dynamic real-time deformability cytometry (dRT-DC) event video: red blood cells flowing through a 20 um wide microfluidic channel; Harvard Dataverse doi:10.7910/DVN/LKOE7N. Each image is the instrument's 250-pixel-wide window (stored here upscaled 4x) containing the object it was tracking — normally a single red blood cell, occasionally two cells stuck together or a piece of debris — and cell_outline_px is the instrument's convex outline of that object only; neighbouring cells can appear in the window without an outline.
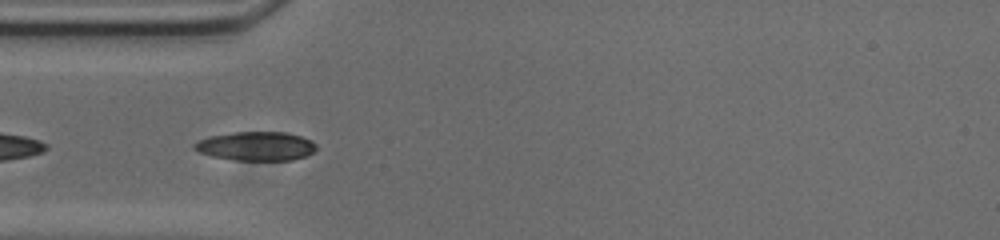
{"species": "common noctule bat (a hibernating species)", "species_latin": "Nyctalus noctula", "temperature_condition": "cold", "stored_images_in_passage": 35, "camera_frame_rate_fps": 3000, "um_per_image_px": 0.085, "animal": {"sex": "male", "body_mass_g": 20.0, "forearm_length_mm": 53.3}, "frame": {"image": 1, "passage_image": 2, "time_ms": 0.333, "image_size_px": [1000, 240], "cell_outline_px": [[316, 148], [312, 152], [304, 156], [292, 160], [236, 160], [212, 156], [200, 152], [192, 148], [192, 144], [196, 140], [208, 136], [232, 132], [284, 132], [300, 136], [312, 140], [316, 144]], "centroid_in_image_um": [21.71, 12.41], "position_along_channel_um": 63.3, "area_um2": 20.63}}
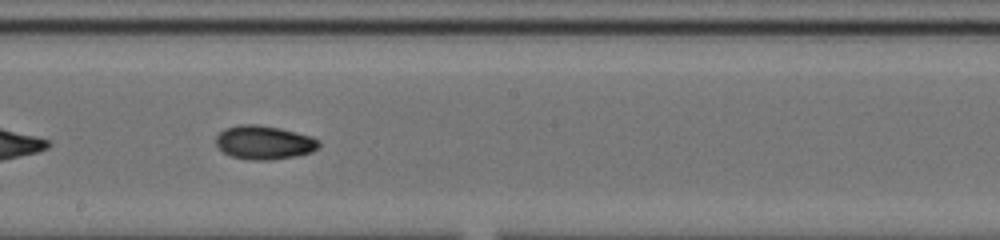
{"frame": {"image": 2, "passage_image": 15, "time_ms": 4.667, "image_size_px": [1000, 240], "cell_outline_px": [[320, 144], [312, 152], [296, 156], [272, 160], [252, 160], [232, 156], [224, 152], [216, 144], [216, 136], [224, 128], [240, 124], [256, 124], [280, 128], [312, 136], [320, 140]], "centroid_in_image_um": [22.46, 12.1], "position_along_channel_um": 225.7, "area_um2": 20.29}}
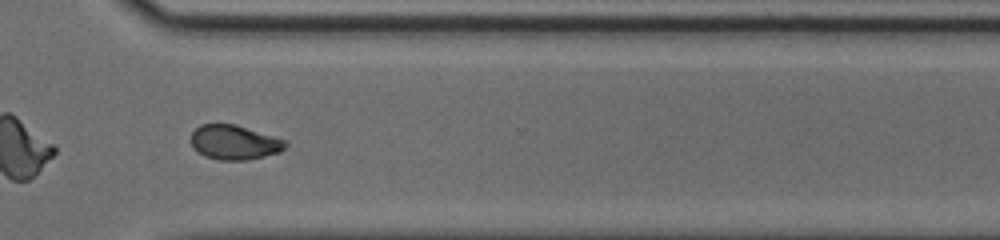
{"frame": {"image": 3, "passage_image": 25, "time_ms": 8.0, "image_size_px": [1000, 240], "cell_outline_px": [[288, 144], [280, 152], [264, 156], [244, 160], [220, 160], [204, 156], [192, 148], [192, 132], [200, 124], [236, 124], [284, 140]], "centroid_in_image_um": [19.89, 12.1], "position_along_channel_um": 350.7, "area_um2": 18.84}, "authors_computed_cell_mechanics": {"area_um2": 19.5942, "velocity_mm_per_s": 3.7422, "shape_relaxation_time_tau1_ms": 5.7016, "shape_relaxation_time_tau2_ms": 10.4777, "deformation_change_tau1": 0.1534, "deformation_change_tau2": 0.1401}}